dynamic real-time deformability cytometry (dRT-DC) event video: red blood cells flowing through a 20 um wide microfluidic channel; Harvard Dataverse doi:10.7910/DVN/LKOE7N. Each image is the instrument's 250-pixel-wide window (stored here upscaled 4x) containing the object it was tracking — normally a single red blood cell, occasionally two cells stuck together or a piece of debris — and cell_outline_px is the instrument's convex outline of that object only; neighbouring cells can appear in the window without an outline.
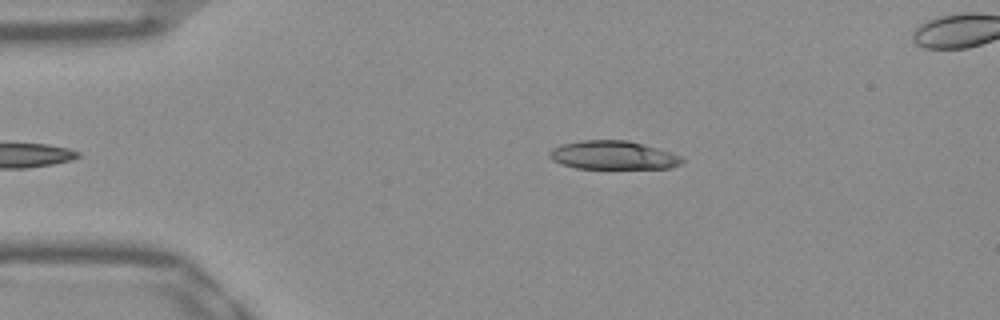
{"species": "Egyptian fruit bat (a non-hibernating species)", "species_latin": "Rousettus aegyptiacus", "temperature_condition": "warm", "stored_images_in_passage": 37, "camera_frame_rate_fps": 3000, "um_per_image_px": 0.085, "frame": {"image": 1, "passage_image": 2, "time_ms": 0.333, "image_size_px": [1000, 320], "cell_outline_px": [[684, 160], [680, 164], [668, 168], [576, 168], [560, 164], [552, 160], [548, 156], [548, 152], [552, 148], [560, 144], [580, 140], [628, 140], [656, 148], [680, 156]], "centroid_in_image_um": [52.03, 13.19], "position_along_channel_um": 33.0, "area_um2": 21.96}}
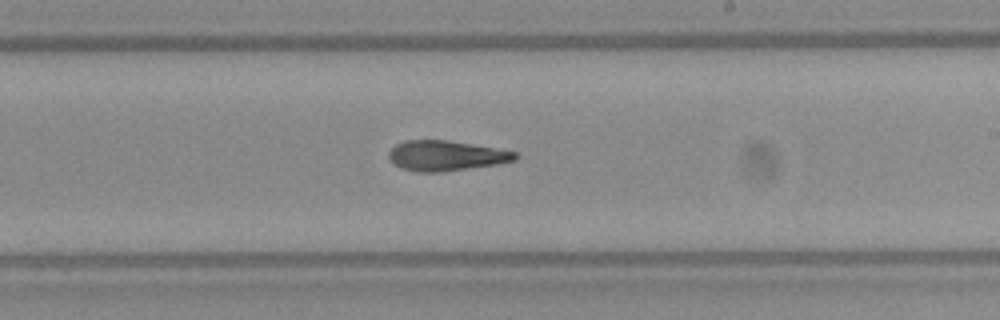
{"frame": {"image": 2, "passage_image": 22, "time_ms": 7.0, "image_size_px": [1000, 320], "cell_outline_px": [[520, 156], [516, 160], [496, 164], [440, 172], [420, 172], [400, 168], [388, 156], [388, 152], [396, 144], [404, 140], [448, 140], [472, 144], [516, 152]], "centroid_in_image_um": [37.9, 13.23], "position_along_channel_um": 251.1, "area_um2": 22.02}}
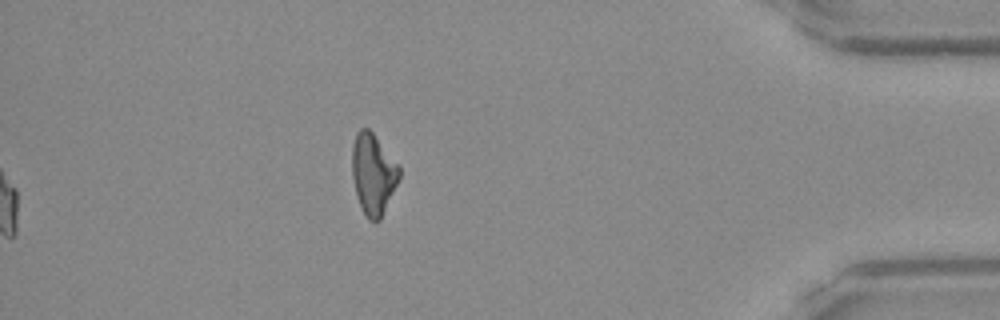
{"frame": {"image": 3, "passage_image": 37, "time_ms": 12.0, "image_size_px": [1000, 320], "cell_outline_px": [[400, 176], [380, 220], [368, 220], [360, 208], [356, 196], [352, 176], [352, 148], [356, 132], [360, 128], [368, 128], [372, 132], [400, 168]], "centroid_in_image_um": [31.68, 14.8], "position_along_channel_um": 403.5, "area_um2": 21.96}, "authors_computed_cell_mechanics": {"area_um2": 22.831, "velocity_mm_per_s": 3.9506, "shape_relaxation_time_tau1_ms": 8.3632, "shape_relaxation_time_tau2_ms": 3.7306, "deformation_change_tau1": 0.211, "deformation_change_tau2": 0.1357}}